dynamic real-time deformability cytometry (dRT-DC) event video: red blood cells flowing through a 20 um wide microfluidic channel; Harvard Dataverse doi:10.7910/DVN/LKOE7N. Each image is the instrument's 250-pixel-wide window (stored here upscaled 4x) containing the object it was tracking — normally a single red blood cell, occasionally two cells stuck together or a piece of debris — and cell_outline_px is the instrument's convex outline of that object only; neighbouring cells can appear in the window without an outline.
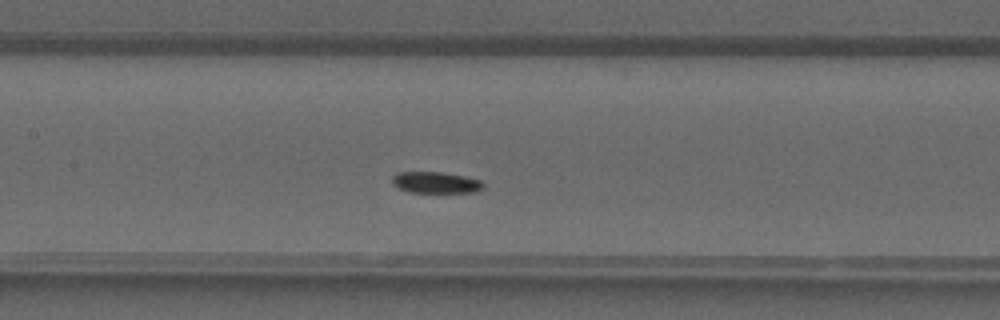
{"species": "common noctule bat (a hibernating species)", "species_latin": "Nyctalus noctula", "temperature_condition": "warm", "stored_images_in_passage": 35, "camera_frame_rate_fps": 3000, "um_per_image_px": 0.085, "animal": {"sex": "male", "forearm_length_mm": 52.5}, "frame": {"image": 1, "passage_image": 13, "time_ms": 4.0, "image_size_px": [1000, 320], "cell_outline_px": [[484, 188], [476, 192], [408, 192], [392, 184], [392, 176], [396, 172], [440, 172], [464, 176], [480, 180], [484, 184]], "centroid_in_image_um": [37.03, 15.51], "position_along_channel_um": 170.4, "area_um2": 11.33}}
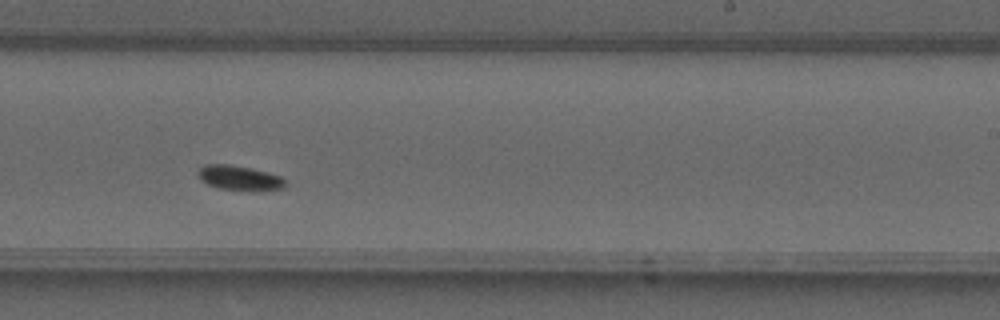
{"frame": {"image": 2, "passage_image": 19, "time_ms": 6.0, "image_size_px": [1000, 320], "cell_outline_px": [[288, 184], [284, 188], [260, 192], [252, 192], [216, 188], [200, 180], [196, 172], [204, 164], [228, 164], [268, 172], [280, 176]], "centroid_in_image_um": [20.37, 15.16], "position_along_channel_um": 268.6, "area_um2": 13.01}}
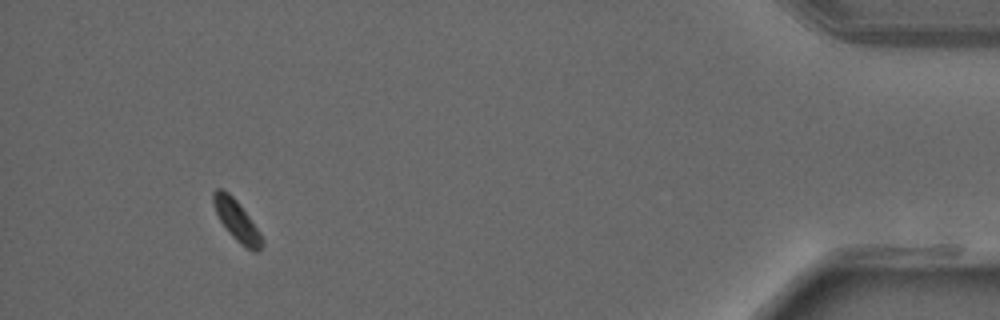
{"frame": {"image": 3, "passage_image": 32, "time_ms": 10.333, "image_size_px": [1000, 320], "cell_outline_px": [[264, 244], [256, 252], [252, 252], [240, 244], [228, 232], [220, 220], [212, 204], [212, 192], [216, 188], [220, 188], [228, 192], [236, 200], [260, 232], [264, 240]], "centroid_in_image_um": [20.11, 18.75], "position_along_channel_um": 415.1, "area_um2": 11.56}}